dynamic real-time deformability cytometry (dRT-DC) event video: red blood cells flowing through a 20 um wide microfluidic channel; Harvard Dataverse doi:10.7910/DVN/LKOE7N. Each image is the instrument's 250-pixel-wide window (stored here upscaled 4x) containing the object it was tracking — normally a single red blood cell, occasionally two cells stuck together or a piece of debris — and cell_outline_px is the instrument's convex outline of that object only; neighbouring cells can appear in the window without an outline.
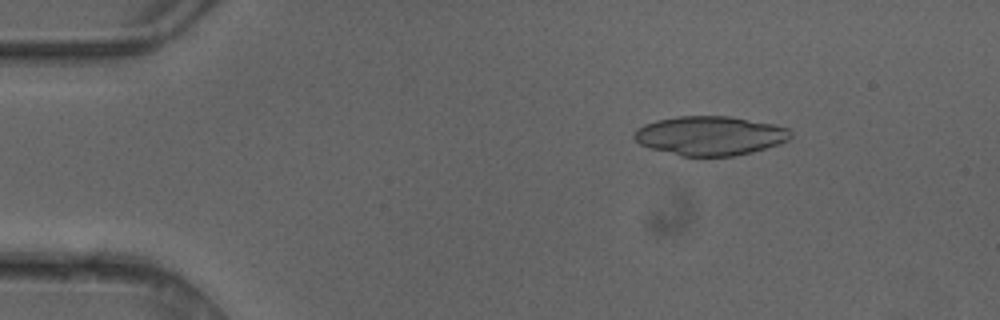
{"species": "common noctule bat (a hibernating species)", "species_latin": "Nyctalus noctula", "temperature_condition": "cold", "stored_images_in_passage": 4, "camera_frame_rate_fps": 3000, "um_per_image_px": 0.085, "animal": {"sex": "female"}, "frame": {"image": 1, "passage_image": 2, "time_ms": 0.333, "image_size_px": [1000, 320], "cell_outline_px": [[792, 136], [788, 140], [752, 152], [736, 156], [680, 156], [652, 148], [640, 144], [632, 136], [636, 128], [644, 124], [656, 120], [676, 116], [728, 116], [772, 124], [788, 128], [792, 132]], "centroid_in_image_um": [60.32, 11.53], "position_along_channel_um": 24.7, "area_um2": 35.6}}